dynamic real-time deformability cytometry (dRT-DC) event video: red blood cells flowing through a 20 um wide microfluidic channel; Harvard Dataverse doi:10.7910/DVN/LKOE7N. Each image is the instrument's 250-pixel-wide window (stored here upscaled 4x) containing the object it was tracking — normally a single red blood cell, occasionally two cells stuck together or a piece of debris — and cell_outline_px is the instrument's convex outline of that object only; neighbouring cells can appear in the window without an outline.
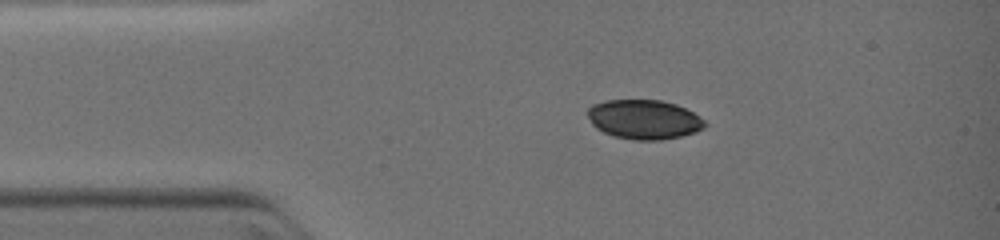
{"species": "common noctule bat (a hibernating species)", "species_latin": "Nyctalus noctula", "temperature_condition": "warm", "stored_images_in_passage": 2, "camera_frame_rate_fps": 3000, "um_per_image_px": 0.085, "animal": {"sex": "female", "body_mass_g": 19.0, "forearm_length_mm": 51.5}, "frame": {"image": 1, "passage_image": 1, "time_ms": 0.0, "image_size_px": [1000, 240], "cell_outline_px": [[708, 124], [704, 128], [696, 132], [680, 136], [660, 140], [632, 140], [612, 136], [596, 128], [592, 124], [588, 116], [588, 108], [592, 104], [608, 100], [660, 100], [676, 104], [700, 116]], "centroid_in_image_um": [54.75, 10.16], "position_along_channel_um": 30.3, "area_um2": 26.99}}